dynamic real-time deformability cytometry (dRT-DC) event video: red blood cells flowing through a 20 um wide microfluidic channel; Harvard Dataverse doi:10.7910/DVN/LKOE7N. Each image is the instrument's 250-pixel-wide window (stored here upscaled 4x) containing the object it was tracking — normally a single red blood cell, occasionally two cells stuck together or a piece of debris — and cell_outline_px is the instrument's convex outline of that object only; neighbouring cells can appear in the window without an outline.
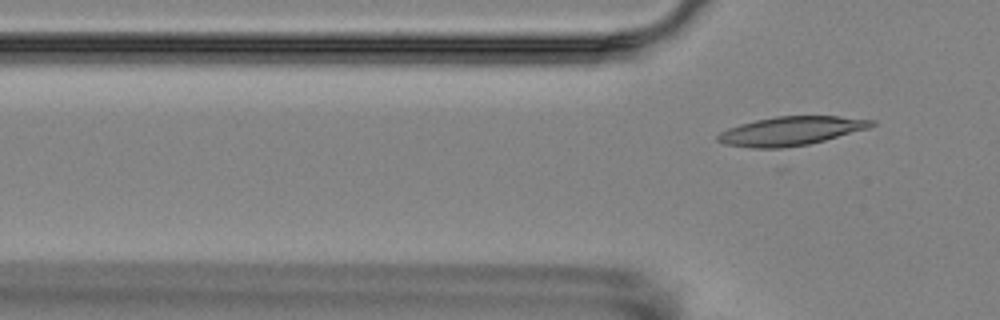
{"species": "Egyptian fruit bat (a non-hibernating species)", "species_latin": "Rousettus aegyptiacus", "temperature_condition": "room temperature", "stored_images_in_passage": 6, "camera_frame_rate_fps": 3000, "um_per_image_px": 0.085, "animal": {"sex": "female"}, "frame": {"image": 1, "passage_image": 6, "time_ms": 7.333, "image_size_px": [1000, 320], "cell_outline_px": [[876, 124], [868, 128], [824, 140], [808, 144], [780, 148], [752, 148], [724, 144], [716, 140], [716, 136], [720, 132], [728, 128], [740, 124], [756, 120], [776, 116], [840, 116], [876, 120]], "centroid_in_image_um": [67.21, 11.13], "position_along_channel_um": 58.6, "area_um2": 25.72}}